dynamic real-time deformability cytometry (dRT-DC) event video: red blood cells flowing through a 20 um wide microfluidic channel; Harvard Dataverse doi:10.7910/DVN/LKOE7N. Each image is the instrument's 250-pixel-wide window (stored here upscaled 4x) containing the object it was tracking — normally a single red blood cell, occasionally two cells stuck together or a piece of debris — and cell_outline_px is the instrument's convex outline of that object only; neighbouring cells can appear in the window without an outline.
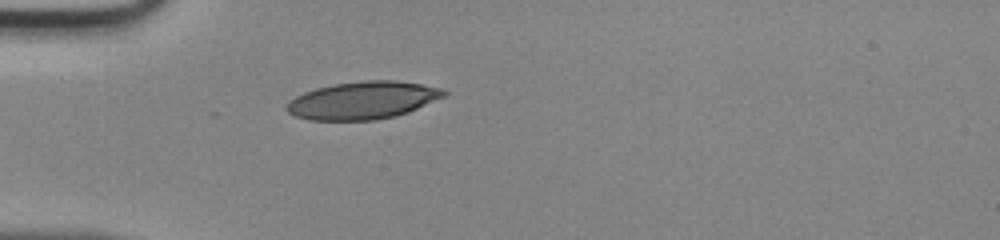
{"species": "human", "species_latin": "Homo sapiens", "temperature_condition": "room temperature", "stored_images_in_passage": 34, "camera_frame_rate_fps": 3000, "um_per_image_px": 0.085, "donor": {"sex": "male"}, "frame": {"image": 1, "passage_image": 1, "time_ms": 0.0, "image_size_px": [1000, 240], "cell_outline_px": [[448, 92], [444, 96], [408, 112], [396, 116], [376, 120], [308, 120], [296, 116], [288, 112], [284, 108], [296, 96], [304, 92], [316, 88], [332, 84], [364, 80], [396, 80], [420, 84], [440, 88]], "centroid_in_image_um": [30.82, 8.53], "position_along_channel_um": 54.2, "area_um2": 34.33}}
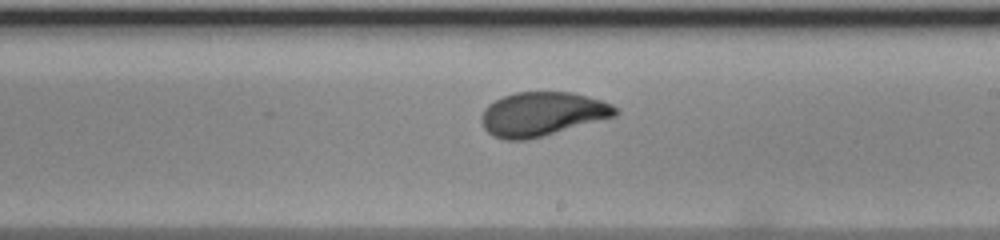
{"frame": {"image": 2, "passage_image": 15, "time_ms": 4.667, "image_size_px": [1000, 240], "cell_outline_px": [[620, 112], [616, 116], [544, 136], [528, 140], [504, 140], [492, 136], [484, 128], [480, 120], [480, 116], [484, 108], [488, 104], [504, 96], [516, 92], [572, 92], [588, 96], [612, 104], [620, 108]], "centroid_in_image_um": [46.09, 9.7], "position_along_channel_um": 242.9, "area_um2": 34.68}}
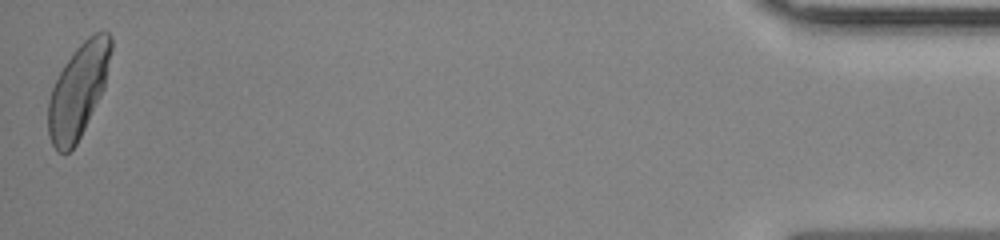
{"frame": {"image": 3, "passage_image": 34, "time_ms": 11.0, "image_size_px": [1000, 240], "cell_outline_px": [[112, 48], [104, 88], [76, 144], [68, 152], [60, 152], [52, 144], [48, 136], [48, 100], [52, 88], [64, 64], [72, 52], [88, 36], [96, 32], [108, 32], [112, 36]], "centroid_in_image_um": [6.65, 7.67], "position_along_channel_um": 428.6, "area_um2": 33.87}}